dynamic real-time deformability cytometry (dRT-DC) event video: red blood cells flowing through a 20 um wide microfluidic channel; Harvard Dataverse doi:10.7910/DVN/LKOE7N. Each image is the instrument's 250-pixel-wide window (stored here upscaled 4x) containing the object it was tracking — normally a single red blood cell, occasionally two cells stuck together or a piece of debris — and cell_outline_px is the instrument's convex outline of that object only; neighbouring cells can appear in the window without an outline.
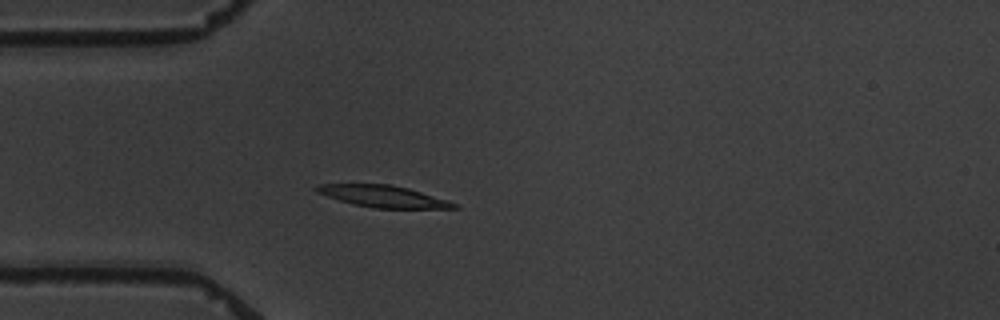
{"species": "common noctule bat (a hibernating species)", "species_latin": "Nyctalus noctula", "temperature_condition": "warm", "stored_images_in_passage": 4, "camera_frame_rate_fps": 3000, "um_per_image_px": 0.085, "animal": {"sex": "male", "body_mass_g": 19.5, "forearm_length_mm": 54.6}, "frame": {"image": 1, "passage_image": 4, "time_ms": 4.333, "image_size_px": [1000, 320], "cell_outline_px": [[460, 208], [372, 208], [352, 204], [316, 192], [312, 188], [320, 184], [392, 184], [408, 188], [448, 200], [456, 204]], "centroid_in_image_um": [32.55, 16.68], "position_along_channel_um": 52.5, "area_um2": 17.34}}